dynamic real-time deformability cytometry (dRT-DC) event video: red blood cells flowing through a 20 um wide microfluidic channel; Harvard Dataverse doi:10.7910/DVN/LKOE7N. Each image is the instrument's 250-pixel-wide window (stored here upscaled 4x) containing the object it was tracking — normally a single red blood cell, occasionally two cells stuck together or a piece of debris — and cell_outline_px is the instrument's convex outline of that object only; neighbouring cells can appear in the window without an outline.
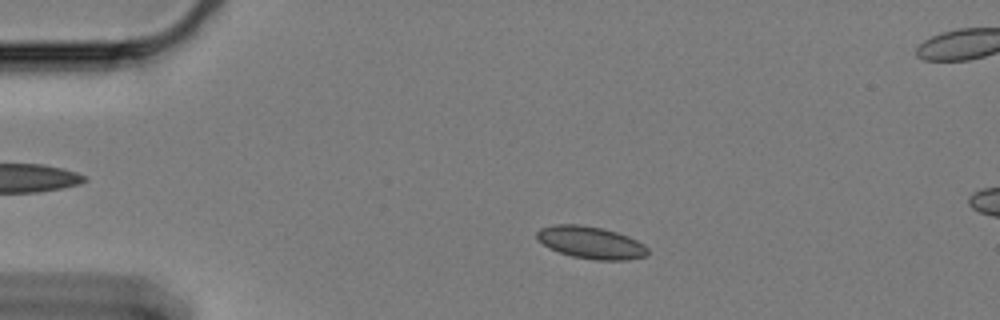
{"species": "Egyptian fruit bat (a non-hibernating species)", "species_latin": "Rousettus aegyptiacus", "temperature_condition": "cold", "stored_images_in_passage": 16, "camera_frame_rate_fps": 3000, "um_per_image_px": 0.085, "animal": {"sex": "female"}, "frame": {"image": 1, "passage_image": 10, "time_ms": 3.0, "image_size_px": [1000, 320], "cell_outline_px": [[648, 256], [628, 260], [596, 260], [572, 256], [548, 248], [536, 240], [536, 232], [540, 228], [552, 224], [580, 224], [600, 228], [616, 232], [628, 236], [644, 244], [648, 248]], "centroid_in_image_um": [50.2, 20.62], "position_along_channel_um": 34.8, "area_um2": 21.04}}